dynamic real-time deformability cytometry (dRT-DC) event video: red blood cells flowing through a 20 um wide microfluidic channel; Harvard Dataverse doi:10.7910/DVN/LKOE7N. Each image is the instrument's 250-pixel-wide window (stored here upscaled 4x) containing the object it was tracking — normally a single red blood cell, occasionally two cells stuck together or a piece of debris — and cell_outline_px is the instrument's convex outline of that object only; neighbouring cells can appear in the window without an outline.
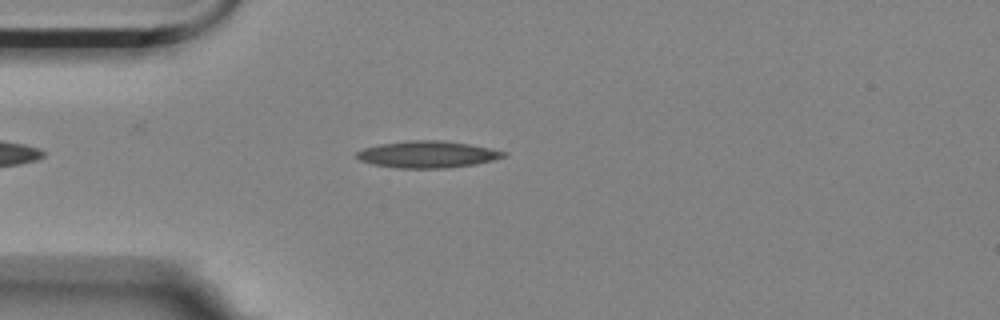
{"species": "Egyptian fruit bat (a non-hibernating species)", "species_latin": "Rousettus aegyptiacus", "temperature_condition": "room temperature", "stored_images_in_passage": 49, "camera_frame_rate_fps": 3000, "um_per_image_px": 0.085, "animal": {"sex": "female"}, "frame": {"image": 1, "passage_image": 7, "time_ms": 2.0, "image_size_px": [1000, 320], "cell_outline_px": [[508, 152], [504, 156], [492, 160], [476, 164], [444, 168], [400, 168], [372, 164], [360, 160], [356, 156], [356, 152], [364, 148], [380, 144], [412, 140], [444, 140], [468, 144]], "centroid_in_image_um": [36.32, 13.12], "position_along_channel_um": 48.7, "area_um2": 22.72}}
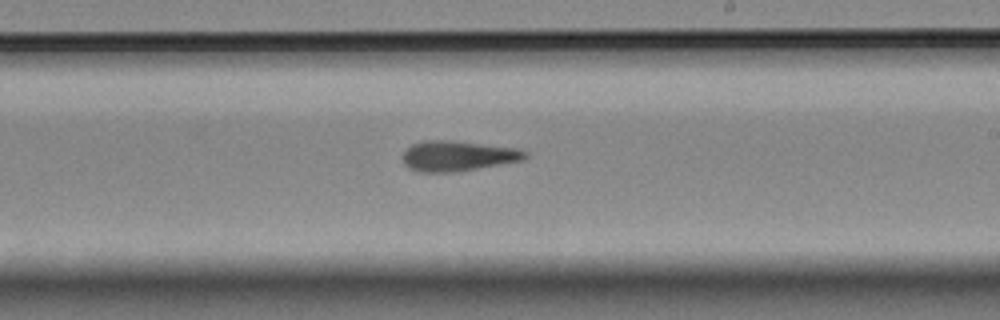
{"frame": {"image": 2, "passage_image": 25, "time_ms": 8.0, "image_size_px": [1000, 320], "cell_outline_px": [[528, 156], [524, 160], [452, 172], [420, 172], [408, 168], [404, 164], [404, 152], [412, 144], [420, 140], [456, 140], [512, 148], [528, 152]], "centroid_in_image_um": [38.88, 13.24], "position_along_channel_um": 250.1, "area_um2": 21.44}}
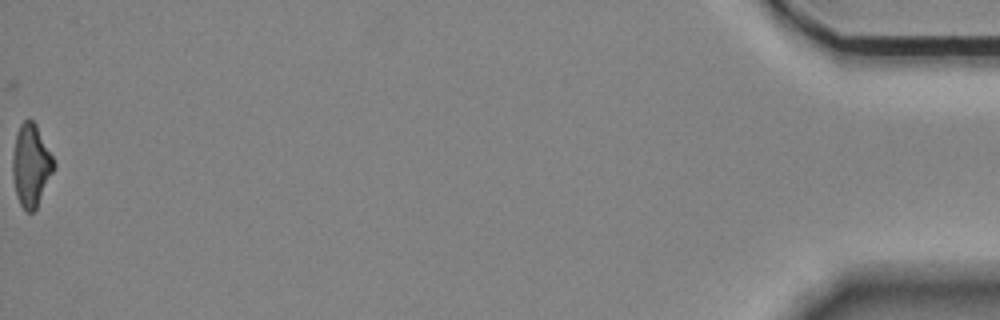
{"frame": {"image": 3, "passage_image": 49, "time_ms": 16.0, "image_size_px": [1000, 320], "cell_outline_px": [[56, 164], [36, 208], [32, 212], [24, 212], [16, 196], [12, 176], [12, 156], [16, 132], [20, 124], [28, 116], [36, 124]], "centroid_in_image_um": [2.6, 14.03], "position_along_channel_um": 432.6, "area_um2": 19.83}}